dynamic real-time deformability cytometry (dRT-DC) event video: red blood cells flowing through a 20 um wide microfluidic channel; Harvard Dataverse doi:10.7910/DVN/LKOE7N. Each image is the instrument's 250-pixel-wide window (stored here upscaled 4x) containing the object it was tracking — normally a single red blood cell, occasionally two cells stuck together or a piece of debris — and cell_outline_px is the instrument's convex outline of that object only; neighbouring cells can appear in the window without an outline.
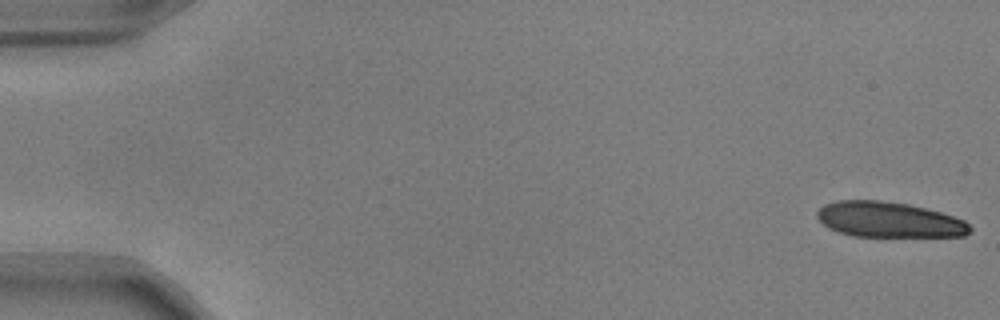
{"species": "common noctule bat (a hibernating species)", "species_latin": "Nyctalus noctula", "temperature_condition": "warm", "stored_images_in_passage": 16, "camera_frame_rate_fps": 3000, "um_per_image_px": 0.085, "animal": {"sex": "male", "body_mass_g": 17.9, "forearm_length_mm": 54.2}, "frame": {"image": 1, "passage_image": 1, "time_ms": 0.0, "image_size_px": [1000, 320], "cell_outline_px": [[972, 232], [964, 236], [852, 236], [828, 228], [816, 216], [816, 212], [824, 204], [836, 200], [880, 200], [908, 204], [940, 212], [964, 220], [972, 228]], "centroid_in_image_um": [75.55, 18.67], "position_along_channel_um": 9.4, "area_um2": 31.5}}